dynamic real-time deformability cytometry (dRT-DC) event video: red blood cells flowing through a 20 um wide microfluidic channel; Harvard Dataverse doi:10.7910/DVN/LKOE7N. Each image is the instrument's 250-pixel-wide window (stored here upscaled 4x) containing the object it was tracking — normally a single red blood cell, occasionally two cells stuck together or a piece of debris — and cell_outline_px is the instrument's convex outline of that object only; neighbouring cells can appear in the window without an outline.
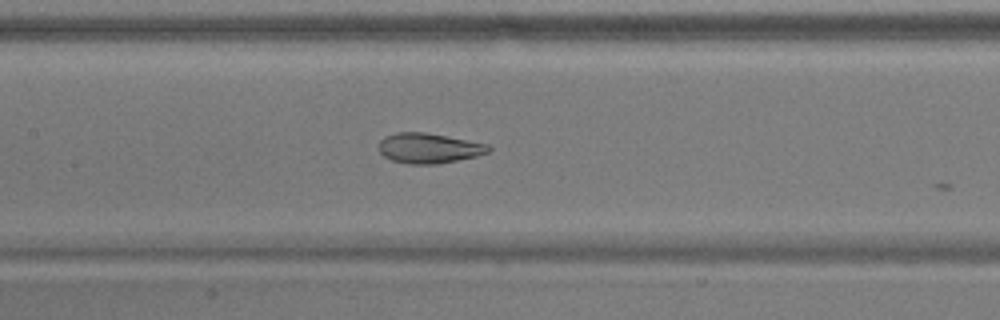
{"species": "common noctule bat (a hibernating species)", "species_latin": "Nyctalus noctula", "temperature_condition": "warm", "stored_images_in_passage": 23, "camera_frame_rate_fps": 3000, "um_per_image_px": 0.085, "animal": {"sex": "male", "body_mass_g": 17.9}, "frame": {"image": 1, "passage_image": 8, "time_ms": 2.333, "image_size_px": [1000, 320], "cell_outline_px": [[492, 148], [488, 152], [476, 156], [436, 164], [408, 164], [392, 160], [384, 156], [380, 152], [380, 140], [384, 136], [396, 132], [424, 132], [488, 144]], "centroid_in_image_um": [36.43, 12.59], "position_along_channel_um": 171.0, "area_um2": 19.07}}
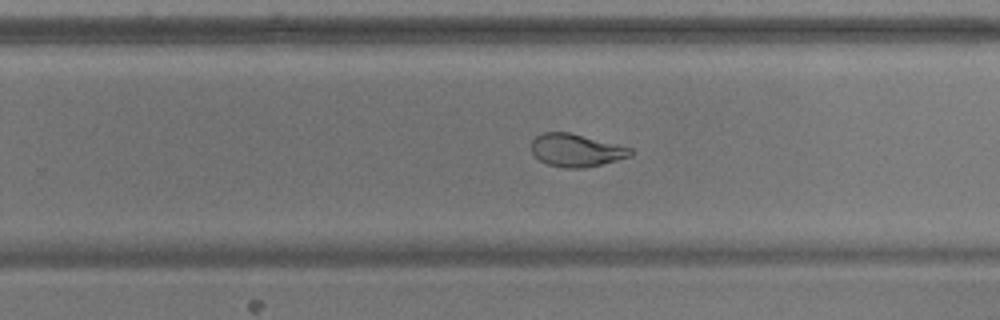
{"frame": {"image": 2, "passage_image": 17, "time_ms": 5.333, "image_size_px": [1000, 320], "cell_outline_px": [[632, 156], [584, 168], [564, 168], [548, 164], [540, 160], [532, 152], [532, 140], [536, 136], [544, 132], [568, 132], [632, 148]], "centroid_in_image_um": [48.96, 12.77], "position_along_channel_um": 280.8, "area_um2": 18.67}}